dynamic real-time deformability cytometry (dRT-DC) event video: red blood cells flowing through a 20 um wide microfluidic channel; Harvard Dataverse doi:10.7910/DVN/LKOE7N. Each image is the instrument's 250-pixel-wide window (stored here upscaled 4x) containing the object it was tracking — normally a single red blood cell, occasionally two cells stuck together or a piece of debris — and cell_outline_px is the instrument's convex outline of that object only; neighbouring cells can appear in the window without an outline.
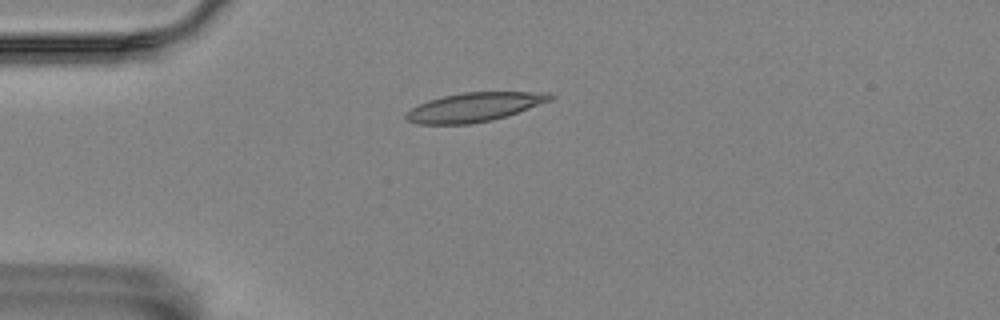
{"species": "Egyptian fruit bat (a non-hibernating species)", "species_latin": "Rousettus aegyptiacus", "temperature_condition": "room temperature", "stored_images_in_passage": 3, "camera_frame_rate_fps": 3000, "um_per_image_px": 0.085, "animal": {"sex": "female"}, "frame": {"image": 1, "passage_image": 2, "time_ms": 0.333, "image_size_px": [1000, 320], "cell_outline_px": [[556, 96], [552, 100], [492, 120], [468, 124], [416, 124], [408, 120], [404, 116], [412, 108], [428, 100], [444, 96], [464, 92], [552, 92]], "centroid_in_image_um": [40.34, 9.09], "position_along_channel_um": 44.7, "area_um2": 24.1}}